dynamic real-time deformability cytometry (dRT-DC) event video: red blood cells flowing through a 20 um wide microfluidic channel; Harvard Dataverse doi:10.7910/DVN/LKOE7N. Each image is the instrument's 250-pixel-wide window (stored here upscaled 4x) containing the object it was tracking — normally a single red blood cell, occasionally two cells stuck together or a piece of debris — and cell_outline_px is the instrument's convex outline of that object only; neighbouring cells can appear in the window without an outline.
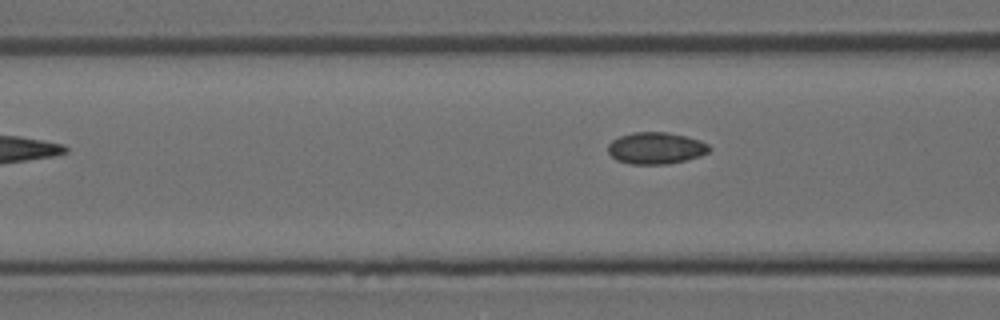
{"species": "Egyptian fruit bat (a non-hibernating species)", "species_latin": "Rousettus aegyptiacus", "temperature_condition": "room temperature", "stored_images_in_passage": 6, "segment_of_instrument_passage": [2, 2], "camera_frame_rate_fps": 3000, "um_per_image_px": 0.085, "animal": {"sex": "female"}, "frame": {"image": 1, "passage_image": 6, "time_ms": 1.667, "image_size_px": [1000, 320], "cell_outline_px": [[712, 148], [708, 152], [700, 156], [668, 164], [628, 164], [616, 160], [608, 152], [608, 144], [612, 140], [620, 136], [632, 132], [668, 132], [700, 140], [708, 144]], "centroid_in_image_um": [55.74, 12.59], "position_along_channel_um": 110.9, "area_um2": 18.79}}